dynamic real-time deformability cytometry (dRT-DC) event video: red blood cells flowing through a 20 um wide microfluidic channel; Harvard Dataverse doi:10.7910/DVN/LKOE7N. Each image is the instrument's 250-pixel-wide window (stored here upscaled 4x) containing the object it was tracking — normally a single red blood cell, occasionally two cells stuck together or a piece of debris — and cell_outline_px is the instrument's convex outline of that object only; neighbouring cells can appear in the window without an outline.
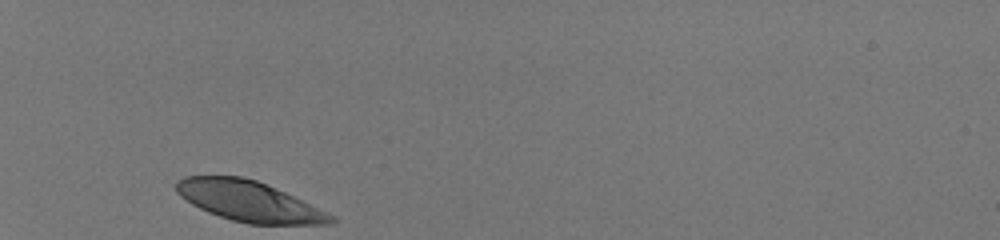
{"species": "human", "species_latin": "Homo sapiens", "temperature_condition": "room temperature", "stored_images_in_passage": 29, "camera_frame_rate_fps": 3000, "um_per_image_px": 0.085, "donor": {"sex": "male"}, "frame": {"image": 1, "passage_image": 1, "time_ms": 0.0, "image_size_px": [1000, 240], "cell_outline_px": [[336, 220], [332, 224], [248, 224], [232, 220], [208, 212], [192, 204], [180, 196], [176, 192], [176, 180], [184, 176], [240, 176], [256, 180], [276, 188], [336, 216]], "centroid_in_image_um": [21.16, 17.11], "position_along_channel_um": 63.8, "area_um2": 36.24}}
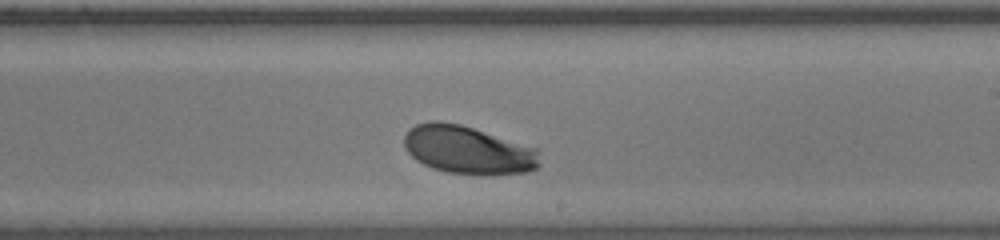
{"frame": {"image": 2, "passage_image": 17, "time_ms": 5.333, "image_size_px": [1000, 240], "cell_outline_px": [[540, 164], [536, 168], [528, 172], [484, 176], [448, 172], [432, 168], [416, 160], [404, 148], [404, 136], [408, 128], [416, 124], [428, 120], [440, 120], [460, 124], [540, 148]], "centroid_in_image_um": [39.81, 12.74], "position_along_channel_um": 249.2, "area_um2": 38.84}}
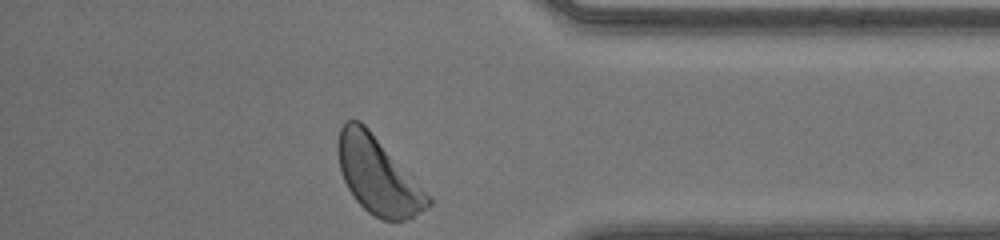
{"frame": {"image": 3, "passage_image": 29, "time_ms": 9.333, "image_size_px": [1000, 240], "cell_outline_px": [[432, 204], [412, 216], [404, 220], [380, 220], [368, 212], [356, 200], [348, 188], [340, 172], [336, 152], [336, 140], [340, 128], [344, 120], [360, 120], [368, 128], [432, 200]], "centroid_in_image_um": [32.03, 14.89], "position_along_channel_um": 403.2, "area_um2": 39.65}, "authors_computed_cell_mechanics": {"area_um2": 38.2636, "velocity_mm_per_s": 4.0557, "shape_relaxation_time_tau1_ms": 1.2364, "shape_relaxation_time_tau2_ms": null, "deformation_change_tau1": 0.1127, "deformation_change_tau2": null}}